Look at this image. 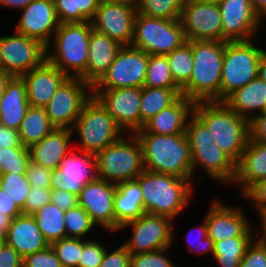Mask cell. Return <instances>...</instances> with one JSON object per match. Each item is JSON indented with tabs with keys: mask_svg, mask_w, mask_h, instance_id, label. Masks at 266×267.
<instances>
[{
	"mask_svg": "<svg viewBox=\"0 0 266 267\" xmlns=\"http://www.w3.org/2000/svg\"><path fill=\"white\" fill-rule=\"evenodd\" d=\"M204 219L208 237L213 243L235 237H254L252 226L244 210L215 200L209 207ZM250 224V225H249Z\"/></svg>",
	"mask_w": 266,
	"mask_h": 267,
	"instance_id": "21",
	"label": "cell"
},
{
	"mask_svg": "<svg viewBox=\"0 0 266 267\" xmlns=\"http://www.w3.org/2000/svg\"><path fill=\"white\" fill-rule=\"evenodd\" d=\"M72 133V129L54 128L29 148L31 161L50 169H58L62 159L71 151L69 145L75 136Z\"/></svg>",
	"mask_w": 266,
	"mask_h": 267,
	"instance_id": "28",
	"label": "cell"
},
{
	"mask_svg": "<svg viewBox=\"0 0 266 267\" xmlns=\"http://www.w3.org/2000/svg\"><path fill=\"white\" fill-rule=\"evenodd\" d=\"M66 237L85 238L96 226L88 213L79 205L64 213Z\"/></svg>",
	"mask_w": 266,
	"mask_h": 267,
	"instance_id": "42",
	"label": "cell"
},
{
	"mask_svg": "<svg viewBox=\"0 0 266 267\" xmlns=\"http://www.w3.org/2000/svg\"><path fill=\"white\" fill-rule=\"evenodd\" d=\"M6 147H24L17 130L0 124V149Z\"/></svg>",
	"mask_w": 266,
	"mask_h": 267,
	"instance_id": "56",
	"label": "cell"
},
{
	"mask_svg": "<svg viewBox=\"0 0 266 267\" xmlns=\"http://www.w3.org/2000/svg\"><path fill=\"white\" fill-rule=\"evenodd\" d=\"M0 213L9 216L11 219L23 214L18 205L10 199L0 187Z\"/></svg>",
	"mask_w": 266,
	"mask_h": 267,
	"instance_id": "57",
	"label": "cell"
},
{
	"mask_svg": "<svg viewBox=\"0 0 266 267\" xmlns=\"http://www.w3.org/2000/svg\"><path fill=\"white\" fill-rule=\"evenodd\" d=\"M173 220L165 215L144 213L140 218L127 222L117 231L131 227V238L122 245L130 254L154 252L170 248L174 243Z\"/></svg>",
	"mask_w": 266,
	"mask_h": 267,
	"instance_id": "11",
	"label": "cell"
},
{
	"mask_svg": "<svg viewBox=\"0 0 266 267\" xmlns=\"http://www.w3.org/2000/svg\"><path fill=\"white\" fill-rule=\"evenodd\" d=\"M54 128L44 108L29 107L22 120L18 134L22 145L30 148L46 137Z\"/></svg>",
	"mask_w": 266,
	"mask_h": 267,
	"instance_id": "32",
	"label": "cell"
},
{
	"mask_svg": "<svg viewBox=\"0 0 266 267\" xmlns=\"http://www.w3.org/2000/svg\"><path fill=\"white\" fill-rule=\"evenodd\" d=\"M250 3L261 18H266V0H250Z\"/></svg>",
	"mask_w": 266,
	"mask_h": 267,
	"instance_id": "60",
	"label": "cell"
},
{
	"mask_svg": "<svg viewBox=\"0 0 266 267\" xmlns=\"http://www.w3.org/2000/svg\"><path fill=\"white\" fill-rule=\"evenodd\" d=\"M149 55L131 45L122 46L115 60L92 89L142 88L145 82Z\"/></svg>",
	"mask_w": 266,
	"mask_h": 267,
	"instance_id": "13",
	"label": "cell"
},
{
	"mask_svg": "<svg viewBox=\"0 0 266 267\" xmlns=\"http://www.w3.org/2000/svg\"><path fill=\"white\" fill-rule=\"evenodd\" d=\"M130 258V252L123 245L112 252L106 248L99 267H130Z\"/></svg>",
	"mask_w": 266,
	"mask_h": 267,
	"instance_id": "51",
	"label": "cell"
},
{
	"mask_svg": "<svg viewBox=\"0 0 266 267\" xmlns=\"http://www.w3.org/2000/svg\"><path fill=\"white\" fill-rule=\"evenodd\" d=\"M137 4L101 3L90 20L94 30L116 40L122 46L131 45Z\"/></svg>",
	"mask_w": 266,
	"mask_h": 267,
	"instance_id": "18",
	"label": "cell"
},
{
	"mask_svg": "<svg viewBox=\"0 0 266 267\" xmlns=\"http://www.w3.org/2000/svg\"><path fill=\"white\" fill-rule=\"evenodd\" d=\"M80 152L70 151L58 169H52L51 189L66 190L78 196L85 184L98 178L95 154Z\"/></svg>",
	"mask_w": 266,
	"mask_h": 267,
	"instance_id": "20",
	"label": "cell"
},
{
	"mask_svg": "<svg viewBox=\"0 0 266 267\" xmlns=\"http://www.w3.org/2000/svg\"><path fill=\"white\" fill-rule=\"evenodd\" d=\"M51 203L67 211L78 206V196L66 190L51 189Z\"/></svg>",
	"mask_w": 266,
	"mask_h": 267,
	"instance_id": "53",
	"label": "cell"
},
{
	"mask_svg": "<svg viewBox=\"0 0 266 267\" xmlns=\"http://www.w3.org/2000/svg\"><path fill=\"white\" fill-rule=\"evenodd\" d=\"M106 247L94 239H82V251L79 260V267H99Z\"/></svg>",
	"mask_w": 266,
	"mask_h": 267,
	"instance_id": "45",
	"label": "cell"
},
{
	"mask_svg": "<svg viewBox=\"0 0 266 267\" xmlns=\"http://www.w3.org/2000/svg\"><path fill=\"white\" fill-rule=\"evenodd\" d=\"M21 78L26 85L29 106L44 108L68 76L45 60Z\"/></svg>",
	"mask_w": 266,
	"mask_h": 267,
	"instance_id": "23",
	"label": "cell"
},
{
	"mask_svg": "<svg viewBox=\"0 0 266 267\" xmlns=\"http://www.w3.org/2000/svg\"><path fill=\"white\" fill-rule=\"evenodd\" d=\"M60 24L90 21L98 8L97 0H54Z\"/></svg>",
	"mask_w": 266,
	"mask_h": 267,
	"instance_id": "36",
	"label": "cell"
},
{
	"mask_svg": "<svg viewBox=\"0 0 266 267\" xmlns=\"http://www.w3.org/2000/svg\"><path fill=\"white\" fill-rule=\"evenodd\" d=\"M3 175V169H2V166H1V163H0V177Z\"/></svg>",
	"mask_w": 266,
	"mask_h": 267,
	"instance_id": "67",
	"label": "cell"
},
{
	"mask_svg": "<svg viewBox=\"0 0 266 267\" xmlns=\"http://www.w3.org/2000/svg\"><path fill=\"white\" fill-rule=\"evenodd\" d=\"M179 20L187 41H222V17L218 4L185 0Z\"/></svg>",
	"mask_w": 266,
	"mask_h": 267,
	"instance_id": "16",
	"label": "cell"
},
{
	"mask_svg": "<svg viewBox=\"0 0 266 267\" xmlns=\"http://www.w3.org/2000/svg\"><path fill=\"white\" fill-rule=\"evenodd\" d=\"M258 214L260 219L259 225H261L260 227H262V233L258 235L259 237H257V240L266 247V212H261Z\"/></svg>",
	"mask_w": 266,
	"mask_h": 267,
	"instance_id": "59",
	"label": "cell"
},
{
	"mask_svg": "<svg viewBox=\"0 0 266 267\" xmlns=\"http://www.w3.org/2000/svg\"><path fill=\"white\" fill-rule=\"evenodd\" d=\"M125 137L95 154L98 178L117 184L135 180L144 171L140 142L135 134Z\"/></svg>",
	"mask_w": 266,
	"mask_h": 267,
	"instance_id": "8",
	"label": "cell"
},
{
	"mask_svg": "<svg viewBox=\"0 0 266 267\" xmlns=\"http://www.w3.org/2000/svg\"><path fill=\"white\" fill-rule=\"evenodd\" d=\"M185 0H137V13L148 17L177 20Z\"/></svg>",
	"mask_w": 266,
	"mask_h": 267,
	"instance_id": "39",
	"label": "cell"
},
{
	"mask_svg": "<svg viewBox=\"0 0 266 267\" xmlns=\"http://www.w3.org/2000/svg\"><path fill=\"white\" fill-rule=\"evenodd\" d=\"M21 13L14 31L37 39L47 46L60 24L56 16L54 0H34L22 9Z\"/></svg>",
	"mask_w": 266,
	"mask_h": 267,
	"instance_id": "22",
	"label": "cell"
},
{
	"mask_svg": "<svg viewBox=\"0 0 266 267\" xmlns=\"http://www.w3.org/2000/svg\"><path fill=\"white\" fill-rule=\"evenodd\" d=\"M224 102L250 122L258 115V111L259 114L266 111V83L256 77L244 87L235 90Z\"/></svg>",
	"mask_w": 266,
	"mask_h": 267,
	"instance_id": "29",
	"label": "cell"
},
{
	"mask_svg": "<svg viewBox=\"0 0 266 267\" xmlns=\"http://www.w3.org/2000/svg\"><path fill=\"white\" fill-rule=\"evenodd\" d=\"M64 213L50 202L33 214L39 230L49 244L66 238Z\"/></svg>",
	"mask_w": 266,
	"mask_h": 267,
	"instance_id": "34",
	"label": "cell"
},
{
	"mask_svg": "<svg viewBox=\"0 0 266 267\" xmlns=\"http://www.w3.org/2000/svg\"><path fill=\"white\" fill-rule=\"evenodd\" d=\"M175 84L182 89L188 82L193 68L192 41L166 55Z\"/></svg>",
	"mask_w": 266,
	"mask_h": 267,
	"instance_id": "37",
	"label": "cell"
},
{
	"mask_svg": "<svg viewBox=\"0 0 266 267\" xmlns=\"http://www.w3.org/2000/svg\"><path fill=\"white\" fill-rule=\"evenodd\" d=\"M29 107L25 82L12 77L0 101V124L18 131Z\"/></svg>",
	"mask_w": 266,
	"mask_h": 267,
	"instance_id": "30",
	"label": "cell"
},
{
	"mask_svg": "<svg viewBox=\"0 0 266 267\" xmlns=\"http://www.w3.org/2000/svg\"><path fill=\"white\" fill-rule=\"evenodd\" d=\"M4 241L23 258L50 246L39 230L33 215L21 214L11 220Z\"/></svg>",
	"mask_w": 266,
	"mask_h": 267,
	"instance_id": "26",
	"label": "cell"
},
{
	"mask_svg": "<svg viewBox=\"0 0 266 267\" xmlns=\"http://www.w3.org/2000/svg\"><path fill=\"white\" fill-rule=\"evenodd\" d=\"M4 242V238L0 236V246Z\"/></svg>",
	"mask_w": 266,
	"mask_h": 267,
	"instance_id": "68",
	"label": "cell"
},
{
	"mask_svg": "<svg viewBox=\"0 0 266 267\" xmlns=\"http://www.w3.org/2000/svg\"><path fill=\"white\" fill-rule=\"evenodd\" d=\"M0 71H3V65H2L1 55H0Z\"/></svg>",
	"mask_w": 266,
	"mask_h": 267,
	"instance_id": "66",
	"label": "cell"
},
{
	"mask_svg": "<svg viewBox=\"0 0 266 267\" xmlns=\"http://www.w3.org/2000/svg\"><path fill=\"white\" fill-rule=\"evenodd\" d=\"M30 160V150L27 147L0 149V163L3 173L26 174Z\"/></svg>",
	"mask_w": 266,
	"mask_h": 267,
	"instance_id": "41",
	"label": "cell"
},
{
	"mask_svg": "<svg viewBox=\"0 0 266 267\" xmlns=\"http://www.w3.org/2000/svg\"><path fill=\"white\" fill-rule=\"evenodd\" d=\"M198 232L197 233V239L196 241H191L189 239H191L190 236L191 235V232ZM189 235V237L187 238V247L189 248V252H195V254H201V253H209L210 252V255L212 256L213 258V246H214V243L213 241L208 237V228H207V224H206V221L204 219L203 221V224L201 223V225H197V226H194L193 229H190L189 233H187ZM194 234V233H193ZM199 234V235H198ZM186 235V237L188 236ZM194 237V235H193ZM199 237V238H198ZM198 242V245L196 244ZM196 245V246H195ZM200 246V247H198Z\"/></svg>",
	"mask_w": 266,
	"mask_h": 267,
	"instance_id": "46",
	"label": "cell"
},
{
	"mask_svg": "<svg viewBox=\"0 0 266 267\" xmlns=\"http://www.w3.org/2000/svg\"><path fill=\"white\" fill-rule=\"evenodd\" d=\"M225 41H192L193 68L181 95L194 103L220 101Z\"/></svg>",
	"mask_w": 266,
	"mask_h": 267,
	"instance_id": "2",
	"label": "cell"
},
{
	"mask_svg": "<svg viewBox=\"0 0 266 267\" xmlns=\"http://www.w3.org/2000/svg\"><path fill=\"white\" fill-rule=\"evenodd\" d=\"M115 191L116 184L97 178L85 184L78 195V205L88 213L96 227L112 234L115 233Z\"/></svg>",
	"mask_w": 266,
	"mask_h": 267,
	"instance_id": "19",
	"label": "cell"
},
{
	"mask_svg": "<svg viewBox=\"0 0 266 267\" xmlns=\"http://www.w3.org/2000/svg\"><path fill=\"white\" fill-rule=\"evenodd\" d=\"M114 212L115 232L125 223L138 219L145 213L143 195L136 179L116 184Z\"/></svg>",
	"mask_w": 266,
	"mask_h": 267,
	"instance_id": "31",
	"label": "cell"
},
{
	"mask_svg": "<svg viewBox=\"0 0 266 267\" xmlns=\"http://www.w3.org/2000/svg\"><path fill=\"white\" fill-rule=\"evenodd\" d=\"M193 114L207 127L214 142L237 163L250 137L249 122L224 101L197 102Z\"/></svg>",
	"mask_w": 266,
	"mask_h": 267,
	"instance_id": "3",
	"label": "cell"
},
{
	"mask_svg": "<svg viewBox=\"0 0 266 267\" xmlns=\"http://www.w3.org/2000/svg\"><path fill=\"white\" fill-rule=\"evenodd\" d=\"M181 96V89L141 88L140 116L141 129L146 121L161 110L172 105Z\"/></svg>",
	"mask_w": 266,
	"mask_h": 267,
	"instance_id": "33",
	"label": "cell"
},
{
	"mask_svg": "<svg viewBox=\"0 0 266 267\" xmlns=\"http://www.w3.org/2000/svg\"><path fill=\"white\" fill-rule=\"evenodd\" d=\"M0 267H23V257L5 241L0 246Z\"/></svg>",
	"mask_w": 266,
	"mask_h": 267,
	"instance_id": "54",
	"label": "cell"
},
{
	"mask_svg": "<svg viewBox=\"0 0 266 267\" xmlns=\"http://www.w3.org/2000/svg\"><path fill=\"white\" fill-rule=\"evenodd\" d=\"M51 201V189L31 186L24 204V214L33 215L36 211Z\"/></svg>",
	"mask_w": 266,
	"mask_h": 267,
	"instance_id": "48",
	"label": "cell"
},
{
	"mask_svg": "<svg viewBox=\"0 0 266 267\" xmlns=\"http://www.w3.org/2000/svg\"><path fill=\"white\" fill-rule=\"evenodd\" d=\"M142 149L144 170L191 179L192 159L189 141L184 134L162 135L134 133Z\"/></svg>",
	"mask_w": 266,
	"mask_h": 267,
	"instance_id": "1",
	"label": "cell"
},
{
	"mask_svg": "<svg viewBox=\"0 0 266 267\" xmlns=\"http://www.w3.org/2000/svg\"><path fill=\"white\" fill-rule=\"evenodd\" d=\"M34 0H0V6H8L10 8H15V10L19 9L22 10L24 9L26 6H28L31 2H33Z\"/></svg>",
	"mask_w": 266,
	"mask_h": 267,
	"instance_id": "58",
	"label": "cell"
},
{
	"mask_svg": "<svg viewBox=\"0 0 266 267\" xmlns=\"http://www.w3.org/2000/svg\"><path fill=\"white\" fill-rule=\"evenodd\" d=\"M258 77L266 83V50L261 54L258 66Z\"/></svg>",
	"mask_w": 266,
	"mask_h": 267,
	"instance_id": "62",
	"label": "cell"
},
{
	"mask_svg": "<svg viewBox=\"0 0 266 267\" xmlns=\"http://www.w3.org/2000/svg\"><path fill=\"white\" fill-rule=\"evenodd\" d=\"M194 105L193 101L181 95L172 105L146 121L136 133L184 134L188 120L193 115Z\"/></svg>",
	"mask_w": 266,
	"mask_h": 267,
	"instance_id": "24",
	"label": "cell"
},
{
	"mask_svg": "<svg viewBox=\"0 0 266 267\" xmlns=\"http://www.w3.org/2000/svg\"><path fill=\"white\" fill-rule=\"evenodd\" d=\"M11 218L9 216L4 215L3 213H0V236L5 237L10 223H11Z\"/></svg>",
	"mask_w": 266,
	"mask_h": 267,
	"instance_id": "61",
	"label": "cell"
},
{
	"mask_svg": "<svg viewBox=\"0 0 266 267\" xmlns=\"http://www.w3.org/2000/svg\"><path fill=\"white\" fill-rule=\"evenodd\" d=\"M122 45L96 30L89 37L86 73L81 79L93 86L108 70Z\"/></svg>",
	"mask_w": 266,
	"mask_h": 267,
	"instance_id": "25",
	"label": "cell"
},
{
	"mask_svg": "<svg viewBox=\"0 0 266 267\" xmlns=\"http://www.w3.org/2000/svg\"><path fill=\"white\" fill-rule=\"evenodd\" d=\"M168 249L154 252L131 254L130 267H177L169 255L166 254Z\"/></svg>",
	"mask_w": 266,
	"mask_h": 267,
	"instance_id": "44",
	"label": "cell"
},
{
	"mask_svg": "<svg viewBox=\"0 0 266 267\" xmlns=\"http://www.w3.org/2000/svg\"><path fill=\"white\" fill-rule=\"evenodd\" d=\"M239 267H266V247L254 238L247 247Z\"/></svg>",
	"mask_w": 266,
	"mask_h": 267,
	"instance_id": "49",
	"label": "cell"
},
{
	"mask_svg": "<svg viewBox=\"0 0 266 267\" xmlns=\"http://www.w3.org/2000/svg\"><path fill=\"white\" fill-rule=\"evenodd\" d=\"M255 237H235L214 243L213 259L218 267H239L247 247Z\"/></svg>",
	"mask_w": 266,
	"mask_h": 267,
	"instance_id": "35",
	"label": "cell"
},
{
	"mask_svg": "<svg viewBox=\"0 0 266 267\" xmlns=\"http://www.w3.org/2000/svg\"><path fill=\"white\" fill-rule=\"evenodd\" d=\"M0 187L24 214V204L31 190L27 175L10 172L3 173L0 177Z\"/></svg>",
	"mask_w": 266,
	"mask_h": 267,
	"instance_id": "40",
	"label": "cell"
},
{
	"mask_svg": "<svg viewBox=\"0 0 266 267\" xmlns=\"http://www.w3.org/2000/svg\"><path fill=\"white\" fill-rule=\"evenodd\" d=\"M249 133L252 140L266 142V111L249 122Z\"/></svg>",
	"mask_w": 266,
	"mask_h": 267,
	"instance_id": "55",
	"label": "cell"
},
{
	"mask_svg": "<svg viewBox=\"0 0 266 267\" xmlns=\"http://www.w3.org/2000/svg\"><path fill=\"white\" fill-rule=\"evenodd\" d=\"M63 267H79L82 238L66 237L50 244Z\"/></svg>",
	"mask_w": 266,
	"mask_h": 267,
	"instance_id": "43",
	"label": "cell"
},
{
	"mask_svg": "<svg viewBox=\"0 0 266 267\" xmlns=\"http://www.w3.org/2000/svg\"><path fill=\"white\" fill-rule=\"evenodd\" d=\"M254 40L225 42L220 101L258 77L259 61L265 49L255 46Z\"/></svg>",
	"mask_w": 266,
	"mask_h": 267,
	"instance_id": "9",
	"label": "cell"
},
{
	"mask_svg": "<svg viewBox=\"0 0 266 267\" xmlns=\"http://www.w3.org/2000/svg\"><path fill=\"white\" fill-rule=\"evenodd\" d=\"M243 198L249 199L255 204V212H266V179L257 182L244 195Z\"/></svg>",
	"mask_w": 266,
	"mask_h": 267,
	"instance_id": "52",
	"label": "cell"
},
{
	"mask_svg": "<svg viewBox=\"0 0 266 267\" xmlns=\"http://www.w3.org/2000/svg\"><path fill=\"white\" fill-rule=\"evenodd\" d=\"M91 96L92 86L89 83L78 77H68L59 86L44 110L55 128L72 129L84 104Z\"/></svg>",
	"mask_w": 266,
	"mask_h": 267,
	"instance_id": "12",
	"label": "cell"
},
{
	"mask_svg": "<svg viewBox=\"0 0 266 267\" xmlns=\"http://www.w3.org/2000/svg\"><path fill=\"white\" fill-rule=\"evenodd\" d=\"M23 267H63L55 252L49 246L46 249L29 254L23 258Z\"/></svg>",
	"mask_w": 266,
	"mask_h": 267,
	"instance_id": "47",
	"label": "cell"
},
{
	"mask_svg": "<svg viewBox=\"0 0 266 267\" xmlns=\"http://www.w3.org/2000/svg\"><path fill=\"white\" fill-rule=\"evenodd\" d=\"M185 133L190 146L192 174L199 167L210 179L231 185L236 163L214 142L212 134L194 114L188 120Z\"/></svg>",
	"mask_w": 266,
	"mask_h": 267,
	"instance_id": "6",
	"label": "cell"
},
{
	"mask_svg": "<svg viewBox=\"0 0 266 267\" xmlns=\"http://www.w3.org/2000/svg\"><path fill=\"white\" fill-rule=\"evenodd\" d=\"M92 30L90 21L59 24L55 35L45 46L46 61L68 77L81 78L86 73Z\"/></svg>",
	"mask_w": 266,
	"mask_h": 267,
	"instance_id": "5",
	"label": "cell"
},
{
	"mask_svg": "<svg viewBox=\"0 0 266 267\" xmlns=\"http://www.w3.org/2000/svg\"><path fill=\"white\" fill-rule=\"evenodd\" d=\"M72 132L73 135L79 136L80 151L91 154L102 151L125 134L108 110L93 95L84 104Z\"/></svg>",
	"mask_w": 266,
	"mask_h": 267,
	"instance_id": "7",
	"label": "cell"
},
{
	"mask_svg": "<svg viewBox=\"0 0 266 267\" xmlns=\"http://www.w3.org/2000/svg\"><path fill=\"white\" fill-rule=\"evenodd\" d=\"M136 180L140 184L145 213L174 220L192 199L193 184L189 179L144 170Z\"/></svg>",
	"mask_w": 266,
	"mask_h": 267,
	"instance_id": "4",
	"label": "cell"
},
{
	"mask_svg": "<svg viewBox=\"0 0 266 267\" xmlns=\"http://www.w3.org/2000/svg\"><path fill=\"white\" fill-rule=\"evenodd\" d=\"M266 179V142L249 137L240 160L236 163V175L232 184L241 185L242 196L257 182Z\"/></svg>",
	"mask_w": 266,
	"mask_h": 267,
	"instance_id": "27",
	"label": "cell"
},
{
	"mask_svg": "<svg viewBox=\"0 0 266 267\" xmlns=\"http://www.w3.org/2000/svg\"><path fill=\"white\" fill-rule=\"evenodd\" d=\"M152 88L180 89L174 82L166 56L149 55L144 85Z\"/></svg>",
	"mask_w": 266,
	"mask_h": 267,
	"instance_id": "38",
	"label": "cell"
},
{
	"mask_svg": "<svg viewBox=\"0 0 266 267\" xmlns=\"http://www.w3.org/2000/svg\"><path fill=\"white\" fill-rule=\"evenodd\" d=\"M3 71L21 77L46 60V48L39 40L14 33L0 37Z\"/></svg>",
	"mask_w": 266,
	"mask_h": 267,
	"instance_id": "14",
	"label": "cell"
},
{
	"mask_svg": "<svg viewBox=\"0 0 266 267\" xmlns=\"http://www.w3.org/2000/svg\"><path fill=\"white\" fill-rule=\"evenodd\" d=\"M26 175L31 186L51 189L52 169L36 164L30 160Z\"/></svg>",
	"mask_w": 266,
	"mask_h": 267,
	"instance_id": "50",
	"label": "cell"
},
{
	"mask_svg": "<svg viewBox=\"0 0 266 267\" xmlns=\"http://www.w3.org/2000/svg\"><path fill=\"white\" fill-rule=\"evenodd\" d=\"M11 78L12 76L9 73L0 71V101L3 97L6 84L10 81Z\"/></svg>",
	"mask_w": 266,
	"mask_h": 267,
	"instance_id": "63",
	"label": "cell"
},
{
	"mask_svg": "<svg viewBox=\"0 0 266 267\" xmlns=\"http://www.w3.org/2000/svg\"><path fill=\"white\" fill-rule=\"evenodd\" d=\"M202 3H213V4H219L222 0H192Z\"/></svg>",
	"mask_w": 266,
	"mask_h": 267,
	"instance_id": "65",
	"label": "cell"
},
{
	"mask_svg": "<svg viewBox=\"0 0 266 267\" xmlns=\"http://www.w3.org/2000/svg\"><path fill=\"white\" fill-rule=\"evenodd\" d=\"M187 42L180 20L148 17L136 13L131 46L148 55L166 56Z\"/></svg>",
	"mask_w": 266,
	"mask_h": 267,
	"instance_id": "10",
	"label": "cell"
},
{
	"mask_svg": "<svg viewBox=\"0 0 266 267\" xmlns=\"http://www.w3.org/2000/svg\"><path fill=\"white\" fill-rule=\"evenodd\" d=\"M218 6L222 17V41L255 38L265 18L259 16L250 0H222Z\"/></svg>",
	"mask_w": 266,
	"mask_h": 267,
	"instance_id": "17",
	"label": "cell"
},
{
	"mask_svg": "<svg viewBox=\"0 0 266 267\" xmlns=\"http://www.w3.org/2000/svg\"><path fill=\"white\" fill-rule=\"evenodd\" d=\"M101 3H122V4H137V0H97Z\"/></svg>",
	"mask_w": 266,
	"mask_h": 267,
	"instance_id": "64",
	"label": "cell"
},
{
	"mask_svg": "<svg viewBox=\"0 0 266 267\" xmlns=\"http://www.w3.org/2000/svg\"><path fill=\"white\" fill-rule=\"evenodd\" d=\"M92 95L108 110L117 125L134 134L141 130V88L92 89Z\"/></svg>",
	"mask_w": 266,
	"mask_h": 267,
	"instance_id": "15",
	"label": "cell"
}]
</instances>
